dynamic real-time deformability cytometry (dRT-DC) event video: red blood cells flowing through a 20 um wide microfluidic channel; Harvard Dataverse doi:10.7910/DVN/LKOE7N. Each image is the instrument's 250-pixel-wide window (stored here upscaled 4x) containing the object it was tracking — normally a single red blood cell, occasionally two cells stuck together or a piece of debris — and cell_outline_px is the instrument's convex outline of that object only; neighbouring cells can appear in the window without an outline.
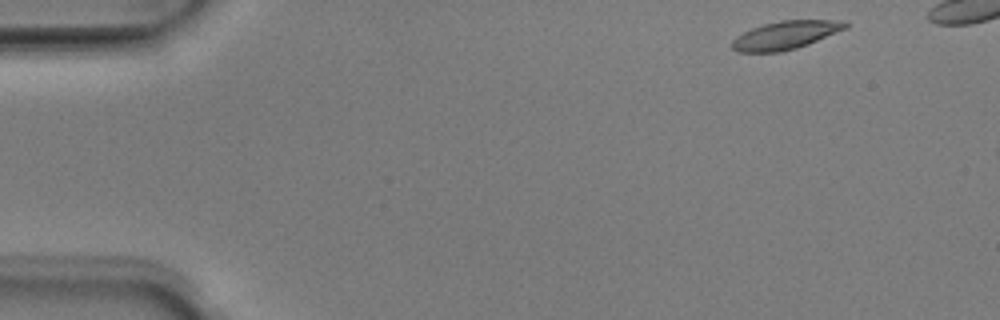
{"species": "Egyptian fruit bat (a non-hibernating species)", "species_latin": "Rousettus aegyptiacus", "temperature_condition": "room temperature", "stored_images_in_passage": 6, "camera_frame_rate_fps": 3000, "um_per_image_px": 0.085, "animal": {"sex": "male"}, "frame": {"image": 1, "passage_image": 1, "time_ms": 0.0, "image_size_px": [1000, 320], "cell_outline_px": [[848, 28], [808, 44], [796, 48], [780, 52], [736, 52], [732, 48], [732, 40], [736, 36], [752, 28], [764, 24], [780, 20], [848, 20]], "centroid_in_image_um": [66.79, 2.98], "position_along_channel_um": 18.2, "area_um2": 18.73}}